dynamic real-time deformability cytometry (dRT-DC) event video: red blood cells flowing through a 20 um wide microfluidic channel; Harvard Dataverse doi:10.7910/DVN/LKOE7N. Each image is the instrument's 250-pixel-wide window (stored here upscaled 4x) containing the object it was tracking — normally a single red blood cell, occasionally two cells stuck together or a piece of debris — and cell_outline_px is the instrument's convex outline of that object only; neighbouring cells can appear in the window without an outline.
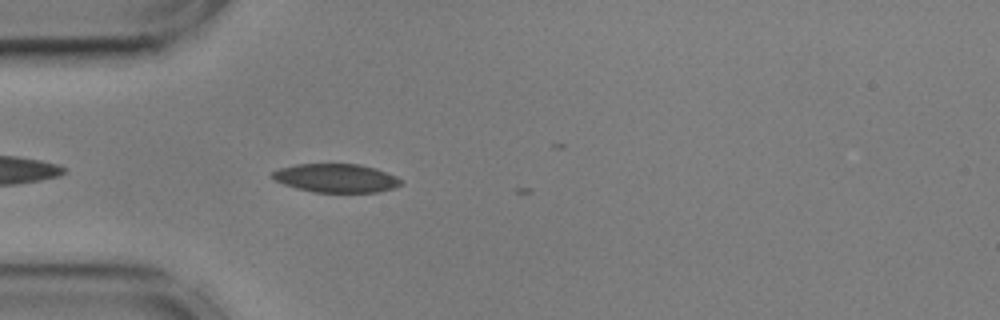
{"species": "common noctule bat (a hibernating species)", "species_latin": "Nyctalus noctula", "temperature_condition": "cold", "stored_images_in_passage": 11, "camera_frame_rate_fps": 3000, "um_per_image_px": 0.085, "animal": {"sex": "male", "body_mass_g": 17.9, "forearm_length_mm": 54.2}, "frame": {"image": 1, "passage_image": 4, "time_ms": 1.0, "image_size_px": [1000, 320], "cell_outline_px": [[400, 184], [392, 188], [380, 192], [312, 192], [296, 188], [284, 184], [268, 176], [272, 172], [280, 168], [296, 164], [360, 164], [376, 168], [396, 176], [400, 180]], "centroid_in_image_um": [28.53, 15.13], "position_along_channel_um": 56.5, "area_um2": 21.39}}